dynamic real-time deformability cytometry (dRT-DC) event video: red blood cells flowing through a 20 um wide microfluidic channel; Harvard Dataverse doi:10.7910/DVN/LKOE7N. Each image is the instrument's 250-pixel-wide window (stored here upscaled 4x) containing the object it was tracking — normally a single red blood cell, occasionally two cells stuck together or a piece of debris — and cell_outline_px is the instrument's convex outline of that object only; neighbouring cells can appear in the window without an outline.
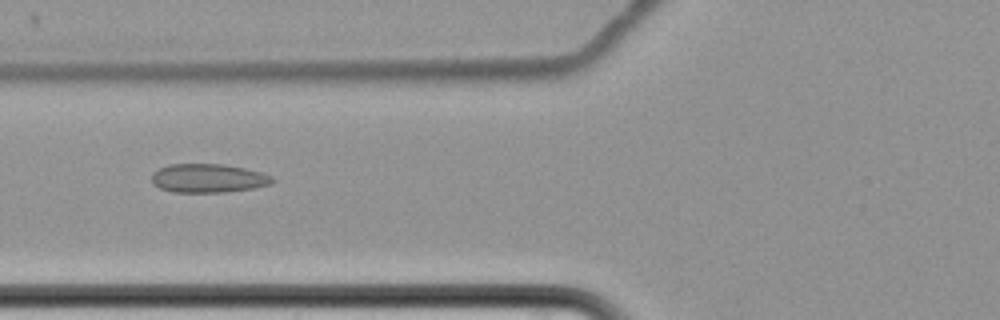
{"species": "common noctule bat (a hibernating species)", "species_latin": "Nyctalus noctula", "temperature_condition": "cold", "stored_images_in_passage": 7, "camera_frame_rate_fps": 3000, "um_per_image_px": 0.085, "animal": {"sex": "female", "body_mass_g": 22.7, "forearm_length_mm": 54.2}, "frame": {"image": 1, "passage_image": 6, "time_ms": 6.0, "image_size_px": [1000, 320], "cell_outline_px": [[276, 180], [272, 184], [252, 188], [224, 192], [172, 192], [160, 188], [152, 184], [152, 172], [168, 164], [220, 164], [244, 168], [260, 172], [272, 176]], "centroid_in_image_um": [17.68, 15.15], "position_along_channel_um": 108.1, "area_um2": 20.23}}
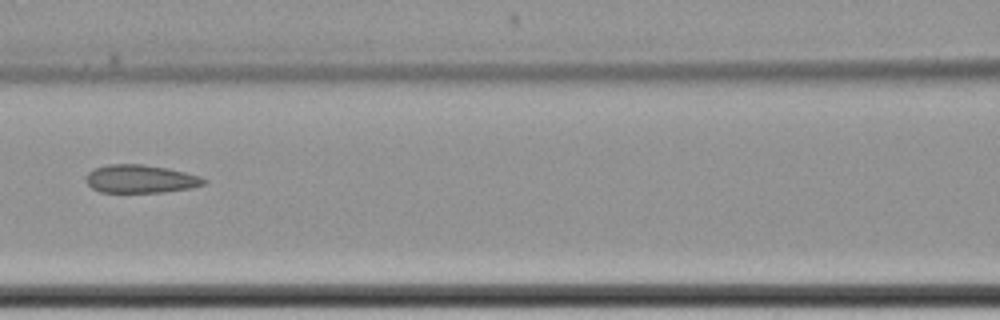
{"frame": {"image": 2, "passage_image": 7, "time_ms": 7.333, "image_size_px": [1000, 320], "cell_outline_px": [[208, 180], [204, 184], [192, 188], [164, 192], [100, 192], [92, 188], [84, 180], [84, 176], [88, 172], [96, 168], [108, 164], [140, 164], [168, 168], [200, 176]], "centroid_in_image_um": [11.93, 15.21], "position_along_channel_um": 154.7, "area_um2": 19.42}}